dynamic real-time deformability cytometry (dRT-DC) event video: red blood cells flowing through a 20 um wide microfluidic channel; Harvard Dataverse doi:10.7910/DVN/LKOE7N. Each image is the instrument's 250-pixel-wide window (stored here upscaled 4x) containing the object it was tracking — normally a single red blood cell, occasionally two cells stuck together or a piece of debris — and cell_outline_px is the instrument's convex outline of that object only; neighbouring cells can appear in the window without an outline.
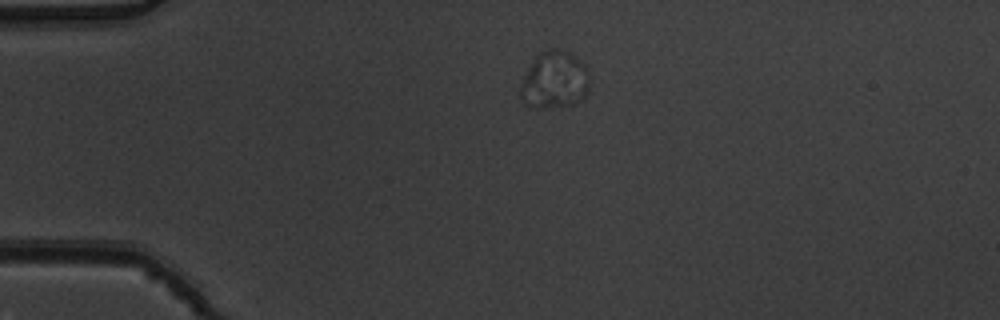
{"species": "common noctule bat (a hibernating species)", "species_latin": "Nyctalus noctula", "temperature_condition": "warm", "stored_images_in_passage": 4, "camera_frame_rate_fps": 3000, "um_per_image_px": 0.085, "animal": {"sex": "male", "body_mass_g": 19.5, "forearm_length_mm": 54.6}, "frame": {"image": 1, "passage_image": 1, "time_ms": 0.0, "image_size_px": [1000, 320], "cell_outline_px": [[592, 80], [588, 92], [576, 104], [532, 108], [528, 108], [520, 100], [520, 84], [532, 60], [540, 52], [548, 48], [560, 48], [584, 64]], "centroid_in_image_um": [47.12, 6.82], "position_along_channel_um": 37.9, "area_um2": 23.41}}